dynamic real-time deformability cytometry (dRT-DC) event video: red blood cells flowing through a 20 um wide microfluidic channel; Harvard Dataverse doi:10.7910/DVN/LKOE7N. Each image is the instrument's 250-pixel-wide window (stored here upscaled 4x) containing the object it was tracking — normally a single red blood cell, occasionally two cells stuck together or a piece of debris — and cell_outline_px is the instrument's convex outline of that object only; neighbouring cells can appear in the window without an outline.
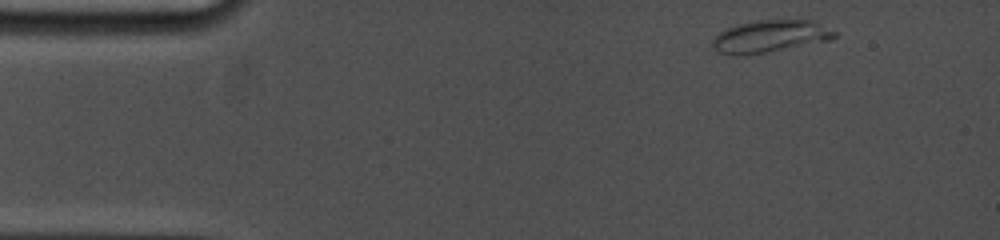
{"species": "common noctule bat (a hibernating species)", "species_latin": "Nyctalus noctula", "temperature_condition": "cold", "stored_images_in_passage": 4, "camera_frame_rate_fps": 5000, "um_per_image_px": 0.085, "animal": {"sex": "female", "body_mass_g": 19.0, "forearm_length_mm": 53.3}, "frame": {"image": 1, "passage_image": 1, "time_ms": 0.0, "image_size_px": [1000, 240], "cell_outline_px": [[836, 36], [828, 40], [764, 52], [740, 56], [736, 56], [720, 52], [712, 48], [712, 40], [720, 32], [736, 24], [756, 20], [812, 20], [836, 32]], "centroid_in_image_um": [65.4, 3.08], "position_along_channel_um": 19.6, "area_um2": 22.48}}